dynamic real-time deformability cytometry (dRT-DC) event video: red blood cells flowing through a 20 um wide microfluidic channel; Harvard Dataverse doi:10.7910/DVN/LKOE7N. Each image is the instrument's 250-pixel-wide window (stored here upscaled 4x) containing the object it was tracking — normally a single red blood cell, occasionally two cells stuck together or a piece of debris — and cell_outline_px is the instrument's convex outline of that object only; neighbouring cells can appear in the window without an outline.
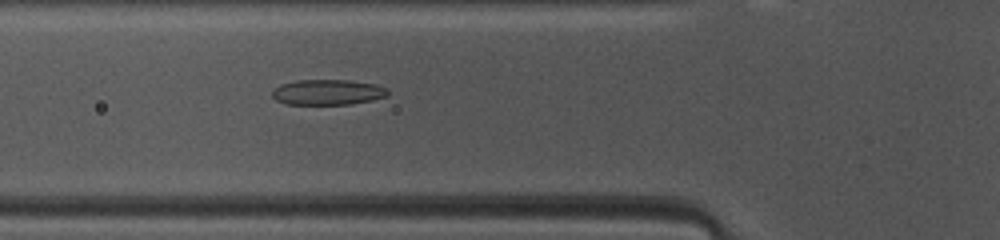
{"species": "common noctule bat (a hibernating species)", "species_latin": "Nyctalus noctula", "temperature_condition": "warm", "stored_images_in_passage": 47, "camera_frame_rate_fps": 3000, "um_per_image_px": 0.085, "animal": {"sex": "female", "body_mass_g": 10.0, "forearm_length_mm": 53.1}, "frame": {"image": 1, "passage_image": 15, "time_ms": 4.667, "image_size_px": [1000, 240], "cell_outline_px": [[388, 96], [372, 100], [348, 104], [284, 104], [276, 100], [272, 96], [272, 88], [280, 84], [296, 80], [348, 80], [376, 84], [384, 88], [388, 92]], "centroid_in_image_um": [27.8, 7.83], "position_along_channel_um": 98.0, "area_um2": 17.17}}
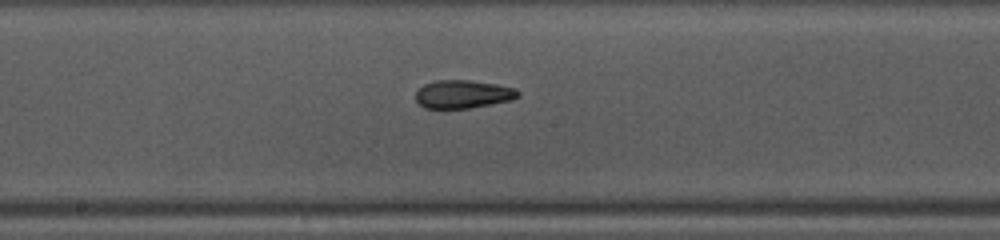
{"frame": {"image": 2, "passage_image": 23, "time_ms": 7.333, "image_size_px": [1000, 240], "cell_outline_px": [[520, 96], [512, 100], [468, 108], [424, 108], [416, 100], [416, 92], [424, 84], [436, 80], [468, 80], [496, 84], [512, 88], [520, 92]], "centroid_in_image_um": [39.34, 8.0], "position_along_channel_um": 208.9, "area_um2": 16.65}}
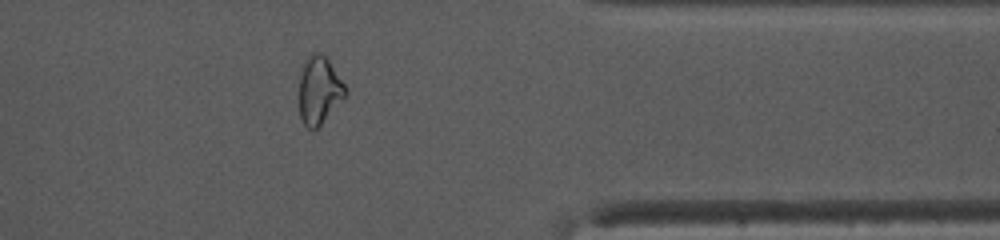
{"frame": {"image": 3, "passage_image": 37, "time_ms": 12.0, "image_size_px": [1000, 240], "cell_outline_px": [[348, 92], [320, 124], [316, 128], [308, 128], [304, 124], [300, 116], [300, 72], [304, 60], [312, 52], [320, 52], [328, 60], [344, 84]], "centroid_in_image_um": [27.11, 7.62], "position_along_channel_um": 384.3, "area_um2": 17.74}, "authors_computed_cell_mechanics": {"area_um2": 18.1492, "velocity_mm_per_s": 4.1321, "shape_relaxation_time_tau1_ms": 4.1881, "shape_relaxation_time_tau2_ms": 2.2426, "deformation_change_tau1": 0.1429, "deformation_change_tau2": 0.0974}}